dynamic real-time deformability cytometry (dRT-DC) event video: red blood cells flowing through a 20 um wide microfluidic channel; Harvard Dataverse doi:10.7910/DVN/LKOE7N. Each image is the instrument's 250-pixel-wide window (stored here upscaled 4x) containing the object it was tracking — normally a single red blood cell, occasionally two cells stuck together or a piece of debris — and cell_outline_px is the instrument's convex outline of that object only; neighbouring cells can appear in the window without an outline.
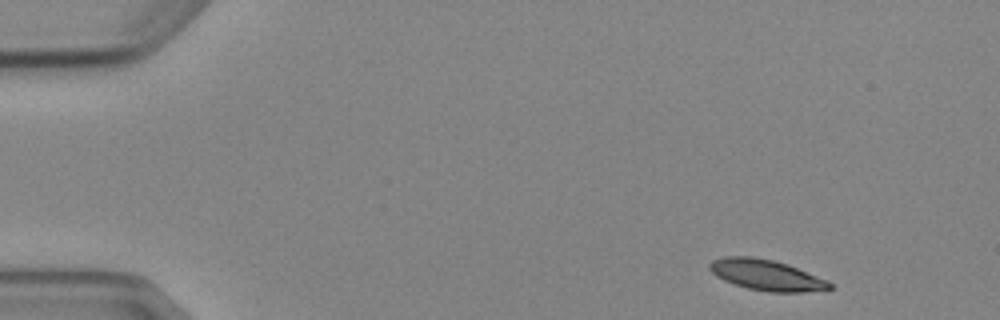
{"species": "Egyptian fruit bat (a non-hibernating species)", "species_latin": "Rousettus aegyptiacus", "temperature_condition": "cold", "stored_images_in_passage": 4, "camera_frame_rate_fps": 3000, "um_per_image_px": 0.085, "animal": {"sex": "female"}, "frame": {"image": 1, "passage_image": 1, "time_ms": 0.0, "image_size_px": [1000, 320], "cell_outline_px": [[836, 288], [804, 292], [768, 292], [748, 288], [724, 280], [716, 276], [708, 268], [708, 264], [712, 260], [724, 256], [752, 256], [772, 260], [788, 264], [828, 280]], "centroid_in_image_um": [65.16, 23.37], "position_along_channel_um": 19.8, "area_um2": 21.62}}
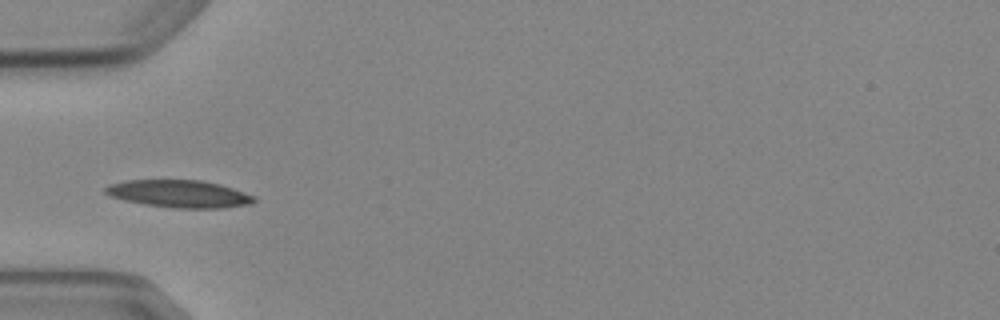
{"frame": {"image": 2, "passage_image": 4, "time_ms": 4.0, "image_size_px": [1000, 320], "cell_outline_px": [[256, 200], [252, 204], [224, 208], [172, 208], [144, 204], [124, 200], [108, 196], [104, 192], [104, 188], [108, 184], [128, 180], [200, 180], [220, 184], [256, 196]], "centroid_in_image_um": [15.23, 16.48], "position_along_channel_um": 69.8, "area_um2": 23.99}}